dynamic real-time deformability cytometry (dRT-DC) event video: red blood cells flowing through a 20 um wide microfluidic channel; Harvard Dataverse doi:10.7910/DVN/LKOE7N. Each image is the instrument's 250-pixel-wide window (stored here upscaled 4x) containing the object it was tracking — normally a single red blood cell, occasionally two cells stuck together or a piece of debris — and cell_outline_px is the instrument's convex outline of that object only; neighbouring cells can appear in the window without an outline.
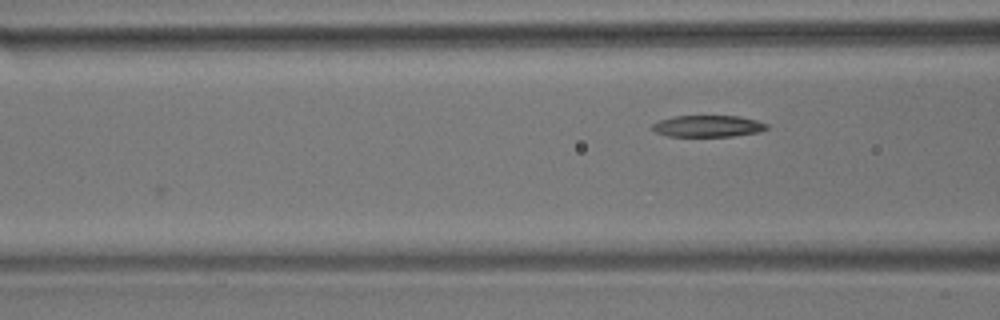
{"species": "common noctule bat (a hibernating species)", "species_latin": "Nyctalus noctula", "temperature_condition": "room temperature", "stored_images_in_passage": 4, "camera_frame_rate_fps": 3000, "um_per_image_px": 0.085, "animal": {"sex": "male", "body_mass_g": 17.9}, "frame": {"image": 1, "passage_image": 4, "time_ms": 4.333, "image_size_px": [1000, 320], "cell_outline_px": [[768, 128], [760, 132], [732, 136], [668, 136], [656, 132], [652, 128], [652, 124], [660, 120], [676, 116], [740, 116], [756, 120], [768, 124]], "centroid_in_image_um": [60.2, 10.72], "position_along_channel_um": 106.4, "area_um2": 14.33}}